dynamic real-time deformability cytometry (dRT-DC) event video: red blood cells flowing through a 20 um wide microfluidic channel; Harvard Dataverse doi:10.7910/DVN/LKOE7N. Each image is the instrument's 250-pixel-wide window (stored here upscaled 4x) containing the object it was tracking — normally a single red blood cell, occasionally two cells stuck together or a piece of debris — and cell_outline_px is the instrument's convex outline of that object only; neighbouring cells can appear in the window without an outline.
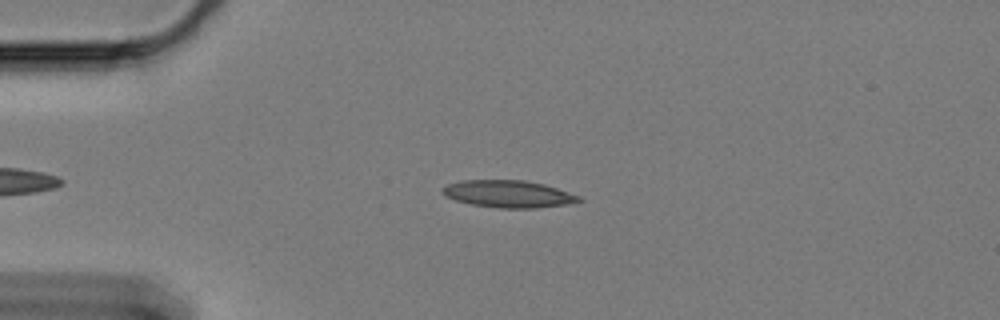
{"species": "Egyptian fruit bat (a non-hibernating species)", "species_latin": "Rousettus aegyptiacus", "temperature_condition": "cold", "stored_images_in_passage": 60, "camera_frame_rate_fps": 3000, "um_per_image_px": 0.085, "animal": {"sex": "female"}, "frame": {"image": 1, "passage_image": 14, "time_ms": 4.333, "image_size_px": [1000, 320], "cell_outline_px": [[584, 200], [568, 204], [536, 208], [500, 208], [472, 204], [456, 200], [444, 196], [440, 192], [440, 188], [448, 184], [460, 180], [524, 180], [544, 184], [580, 196]], "centroid_in_image_um": [43.18, 16.48], "position_along_channel_um": 41.8, "area_um2": 21.68}}
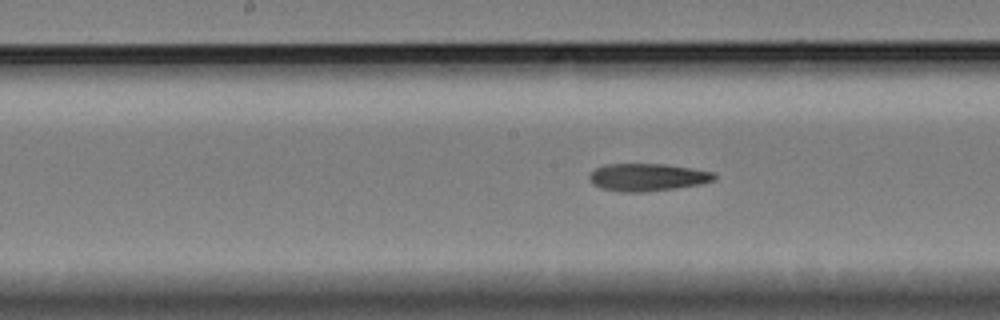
{"frame": {"image": 2, "passage_image": 30, "time_ms": 9.667, "image_size_px": [1000, 320], "cell_outline_px": [[716, 180], [700, 184], [676, 188], [644, 192], [620, 192], [600, 188], [592, 184], [588, 180], [588, 176], [596, 168], [604, 164], [668, 164], [716, 172]], "centroid_in_image_um": [55.04, 15.06], "position_along_channel_um": 193.2, "area_um2": 20.35}}
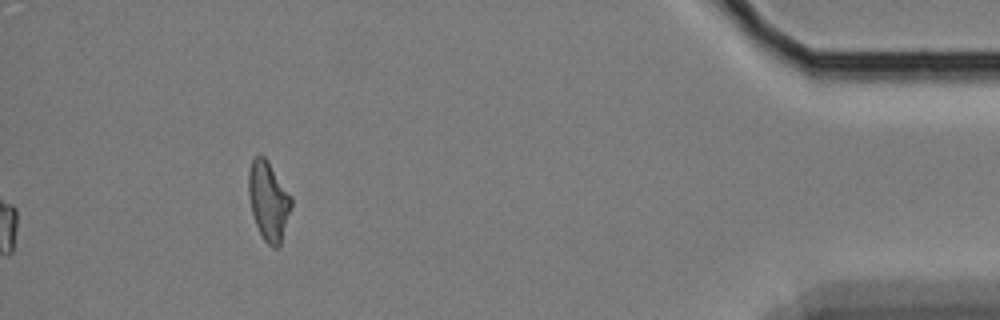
{"frame": {"image": 3, "passage_image": 55, "time_ms": 18.0, "image_size_px": [1000, 320], "cell_outline_px": [[292, 204], [280, 244], [276, 248], [272, 248], [264, 240], [256, 224], [252, 212], [248, 196], [248, 172], [252, 160], [256, 156], [264, 156], [292, 196]], "centroid_in_image_um": [22.81, 17.07], "position_along_channel_um": 412.4, "area_um2": 19.42}, "authors_computed_cell_mechanics": {"area_um2": 19.941, "velocity_mm_per_s": 3.3059, "shape_relaxation_time_tau1_ms": null, "shape_relaxation_time_tau2_ms": 5.2464, "deformation_change_tau1": null, "deformation_change_tau2": 0.1546}}